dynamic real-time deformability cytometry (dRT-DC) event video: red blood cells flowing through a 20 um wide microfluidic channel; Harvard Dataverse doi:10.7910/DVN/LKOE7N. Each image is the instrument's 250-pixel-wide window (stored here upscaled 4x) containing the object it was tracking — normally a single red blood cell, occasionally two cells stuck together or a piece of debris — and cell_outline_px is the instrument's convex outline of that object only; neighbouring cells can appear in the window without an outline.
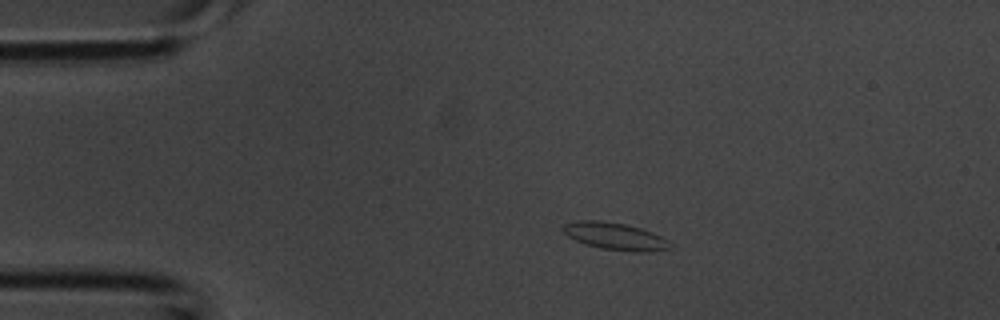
{"species": "common noctule bat (a hibernating species)", "species_latin": "Nyctalus noctula", "temperature_condition": "room temperature", "stored_images_in_passage": 2, "camera_frame_rate_fps": 3000, "um_per_image_px": 0.085, "animal": {"sex": "male", "body_mass_g": 20.1, "forearm_length_mm": 53.5}, "frame": {"image": 1, "passage_image": 2, "time_ms": 0.333, "image_size_px": [1000, 320], "cell_outline_px": [[672, 248], [652, 252], [636, 252], [600, 248], [576, 240], [568, 236], [564, 232], [564, 224], [576, 220], [600, 220], [624, 224], [640, 228], [652, 232], [668, 240]], "centroid_in_image_um": [52.32, 20.08], "position_along_channel_um": 32.7, "area_um2": 16.82}}